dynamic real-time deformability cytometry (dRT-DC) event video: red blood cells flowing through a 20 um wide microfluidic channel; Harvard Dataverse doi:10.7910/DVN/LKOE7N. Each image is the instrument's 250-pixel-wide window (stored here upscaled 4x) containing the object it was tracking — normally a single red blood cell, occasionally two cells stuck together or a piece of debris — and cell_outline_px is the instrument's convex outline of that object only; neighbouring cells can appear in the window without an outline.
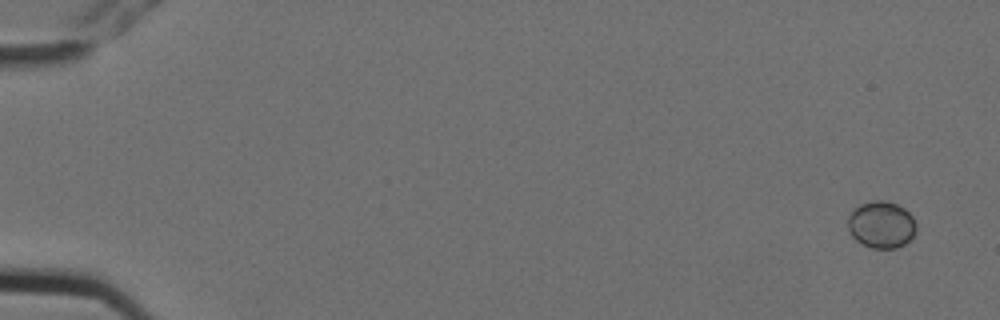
{"species": "Egyptian fruit bat (a non-hibernating species)", "species_latin": "Rousettus aegyptiacus", "temperature_condition": "cold", "stored_images_in_passage": 5, "camera_frame_rate_fps": 3000, "um_per_image_px": 0.085, "animal": {"sex": "female"}, "frame": {"image": 1, "passage_image": 1, "time_ms": 0.0, "image_size_px": [1000, 320], "cell_outline_px": [[916, 228], [912, 236], [904, 244], [896, 248], [872, 248], [856, 240], [852, 236], [848, 228], [848, 216], [860, 204], [872, 200], [884, 200], [896, 204], [904, 208], [912, 216], [916, 224]], "centroid_in_image_um": [74.91, 19.08], "position_along_channel_um": 10.1, "area_um2": 18.5}}
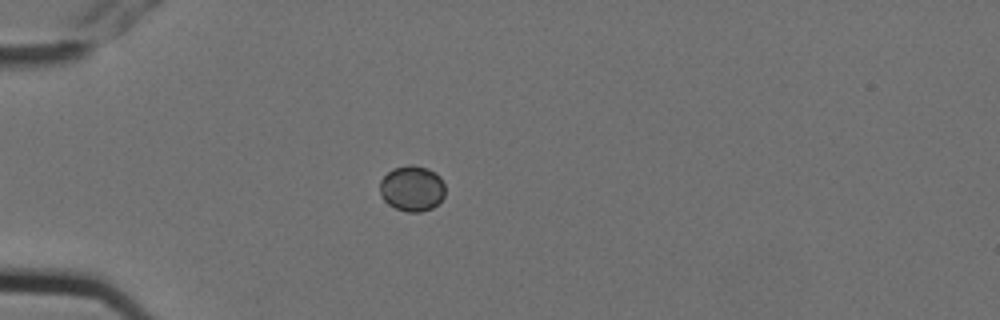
{"frame": {"image": 2, "passage_image": 5, "time_ms": 1.333, "image_size_px": [1000, 320], "cell_outline_px": [[444, 196], [432, 208], [420, 212], [408, 212], [396, 208], [388, 204], [380, 196], [380, 180], [392, 168], [408, 164], [412, 164], [428, 168], [436, 172], [440, 176], [444, 184]], "centroid_in_image_um": [35.01, 15.99], "position_along_channel_um": 50.0, "area_um2": 17.51}}